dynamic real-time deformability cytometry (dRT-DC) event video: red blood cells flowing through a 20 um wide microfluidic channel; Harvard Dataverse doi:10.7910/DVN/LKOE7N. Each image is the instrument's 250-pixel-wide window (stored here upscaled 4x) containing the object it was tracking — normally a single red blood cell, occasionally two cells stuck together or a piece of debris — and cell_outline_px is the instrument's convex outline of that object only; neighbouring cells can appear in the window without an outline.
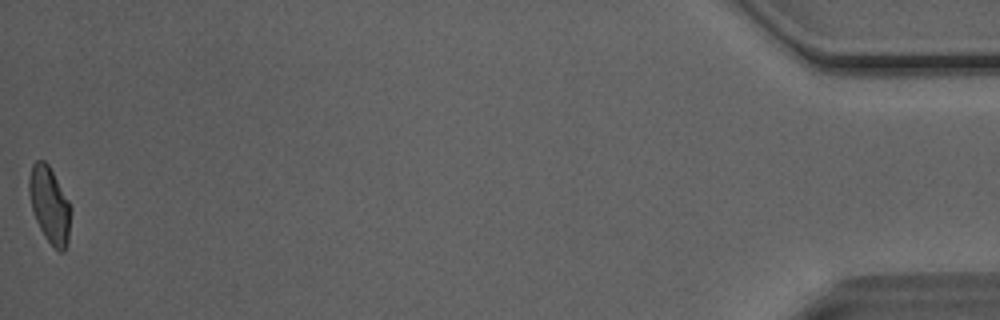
{"species": "Egyptian fruit bat (a non-hibernating species)", "species_latin": "Rousettus aegyptiacus", "temperature_condition": "room temperature", "stored_images_in_passage": 50, "camera_frame_rate_fps": 3000, "um_per_image_px": 0.085, "animal": {"sex": "male"}, "frame": {"image": 1, "passage_image": 50, "time_ms": 16.333, "image_size_px": [1000, 320], "cell_outline_px": [[72, 208], [68, 244], [64, 252], [60, 252], [44, 236], [36, 220], [32, 208], [28, 192], [28, 176], [32, 164], [36, 160], [44, 160], [48, 164], [68, 200]], "centroid_in_image_um": [4.22, 17.41], "position_along_channel_um": 431.0, "area_um2": 18.61}, "authors_computed_cell_mechanics": {"area_um2": 19.4786, "velocity_mm_per_s": 4.0878, "shape_relaxation_time_tau1_ms": 9.2862, "shape_relaxation_time_tau2_ms": 1.7859, "deformation_change_tau1": 0.1923, "deformation_change_tau2": 0.0823}}